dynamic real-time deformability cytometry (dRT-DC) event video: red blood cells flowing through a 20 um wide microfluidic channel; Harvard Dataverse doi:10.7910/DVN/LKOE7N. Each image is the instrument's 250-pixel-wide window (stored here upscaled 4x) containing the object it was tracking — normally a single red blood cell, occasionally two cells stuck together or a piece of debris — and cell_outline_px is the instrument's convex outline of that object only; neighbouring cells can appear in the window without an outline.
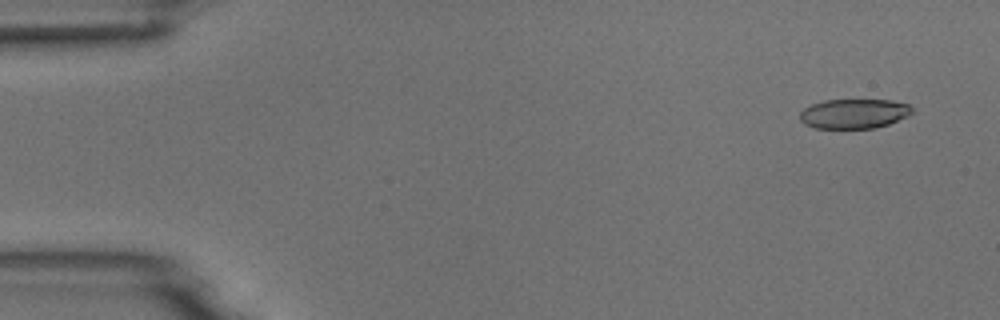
{"species": "common noctule bat (a hibernating species)", "species_latin": "Nyctalus noctula", "temperature_condition": "room temperature", "stored_images_in_passage": 6, "camera_frame_rate_fps": 3000, "um_per_image_px": 0.085, "animal": {"sex": "male", "body_mass_g": 18.8}, "frame": {"image": 1, "passage_image": 1, "time_ms": 0.0, "image_size_px": [1000, 320], "cell_outline_px": [[912, 112], [908, 116], [888, 124], [876, 128], [816, 128], [804, 124], [800, 120], [800, 112], [804, 108], [812, 104], [824, 100], [892, 100], [908, 104], [912, 108]], "centroid_in_image_um": [72.58, 9.66], "position_along_channel_um": 12.4, "area_um2": 19.36}}
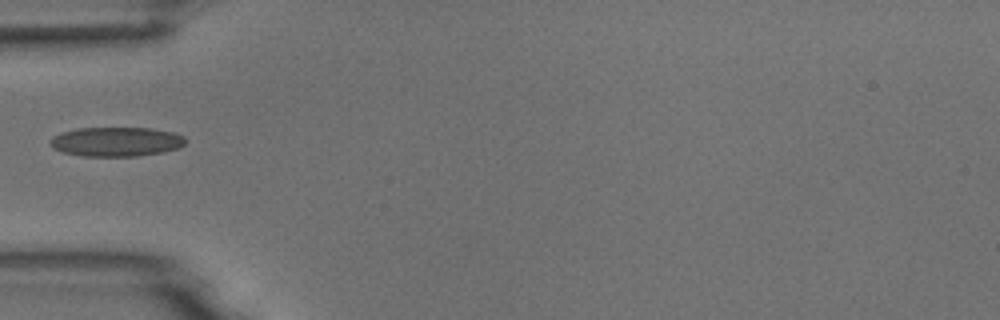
{"frame": {"image": 2, "passage_image": 5, "time_ms": 4.667, "image_size_px": [1000, 320], "cell_outline_px": [[188, 140], [180, 148], [164, 152], [136, 156], [84, 156], [64, 152], [52, 148], [48, 140], [52, 136], [60, 132], [76, 128], [152, 128], [172, 132], [184, 136]], "centroid_in_image_um": [9.88, 12.04], "position_along_channel_um": 75.1, "area_um2": 23.41}}